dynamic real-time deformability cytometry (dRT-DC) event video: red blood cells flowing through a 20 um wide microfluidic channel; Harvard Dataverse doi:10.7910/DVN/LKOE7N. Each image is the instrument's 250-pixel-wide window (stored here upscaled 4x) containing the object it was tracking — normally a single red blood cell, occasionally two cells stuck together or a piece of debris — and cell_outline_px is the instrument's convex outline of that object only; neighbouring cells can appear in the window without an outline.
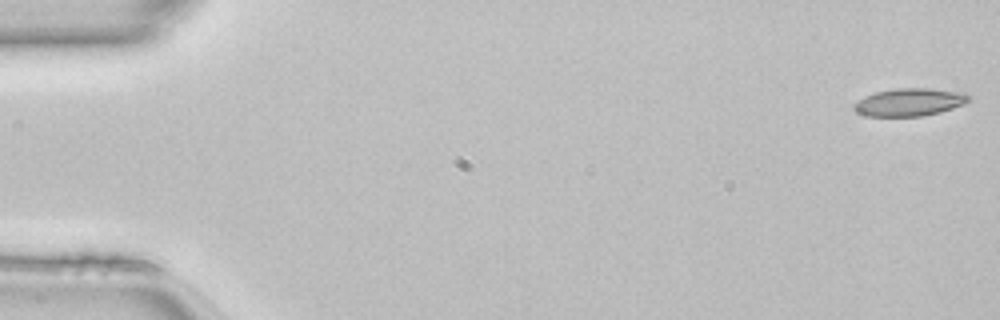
{"species": "common noctule bat (a hibernating species)", "species_latin": "Nyctalus noctula", "temperature_condition": "room temperature", "stored_images_in_passage": 49, "camera_frame_rate_fps": 3000, "um_per_image_px": 0.085, "animal": {"sex": "female", "body_mass_g": 22.7, "forearm_length_mm": 54.2}, "frame": {"image": 1, "passage_image": 1, "time_ms": 0.0, "image_size_px": [1000, 320], "cell_outline_px": [[972, 96], [964, 104], [940, 112], [924, 116], [868, 116], [856, 112], [852, 108], [852, 104], [864, 96], [876, 92], [896, 88], [928, 88], [964, 92]], "centroid_in_image_um": [77.3, 8.68], "position_along_channel_um": 7.7, "area_um2": 18.67}}
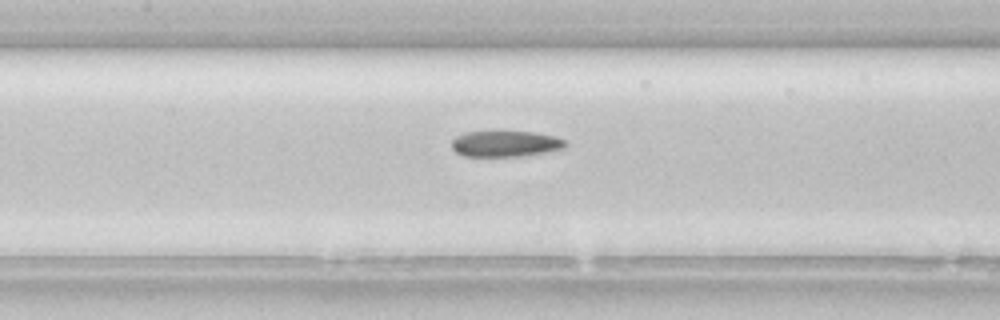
{"frame": {"image": 2, "passage_image": 23, "time_ms": 7.333, "image_size_px": [1000, 320], "cell_outline_px": [[568, 144], [564, 148], [544, 152], [520, 156], [464, 156], [456, 152], [452, 148], [452, 140], [456, 136], [464, 132], [532, 132], [556, 136], [564, 140]], "centroid_in_image_um": [42.95, 12.22], "position_along_channel_um": 164.4, "area_um2": 17.05}}
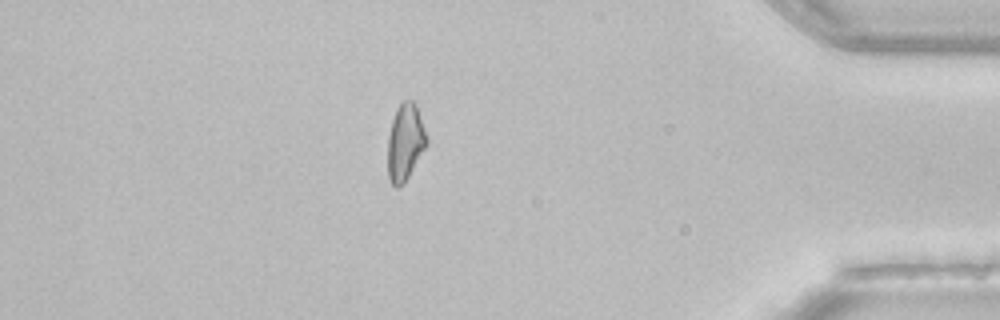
{"frame": {"image": 3, "passage_image": 43, "time_ms": 14.0, "image_size_px": [1000, 320], "cell_outline_px": [[428, 144], [404, 184], [396, 188], [392, 184], [388, 176], [388, 136], [392, 120], [396, 108], [404, 100], [412, 100], [416, 104], [428, 136]], "centroid_in_image_um": [34.46, 12.09], "position_along_channel_um": 400.7, "area_um2": 17.63}, "authors_computed_cell_mechanics": {"area_um2": 18.207, "velocity_mm_per_s": 4.1657, "shape_relaxation_time_tau1_ms": null, "shape_relaxation_time_tau2_ms": 5.448, "deformation_change_tau1": null, "deformation_change_tau2": 0.1363}}